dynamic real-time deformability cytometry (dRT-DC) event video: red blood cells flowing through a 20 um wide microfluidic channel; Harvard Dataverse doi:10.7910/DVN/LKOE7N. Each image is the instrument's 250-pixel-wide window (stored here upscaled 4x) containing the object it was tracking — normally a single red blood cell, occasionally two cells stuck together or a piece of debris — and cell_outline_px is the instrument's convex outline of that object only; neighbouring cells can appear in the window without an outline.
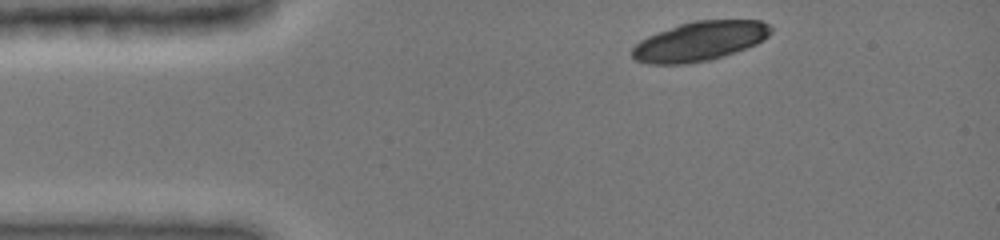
{"species": "common noctule bat (a hibernating species)", "species_latin": "Nyctalus noctula", "temperature_condition": "cold", "stored_images_in_passage": 25, "camera_frame_rate_fps": 3000, "um_per_image_px": 0.085, "animal": {"sex": "female", "body_mass_g": 19.0, "forearm_length_mm": 51.5}, "frame": {"image": 1, "passage_image": 1, "time_ms": 0.0, "image_size_px": [1000, 240], "cell_outline_px": [[772, 32], [764, 40], [756, 44], [724, 56], [712, 60], [688, 64], [648, 64], [636, 60], [632, 56], [632, 48], [640, 40], [648, 36], [680, 24], [692, 20], [760, 20], [768, 24], [772, 28]], "centroid_in_image_um": [59.49, 3.51], "position_along_channel_um": 25.5, "area_um2": 31.96}}